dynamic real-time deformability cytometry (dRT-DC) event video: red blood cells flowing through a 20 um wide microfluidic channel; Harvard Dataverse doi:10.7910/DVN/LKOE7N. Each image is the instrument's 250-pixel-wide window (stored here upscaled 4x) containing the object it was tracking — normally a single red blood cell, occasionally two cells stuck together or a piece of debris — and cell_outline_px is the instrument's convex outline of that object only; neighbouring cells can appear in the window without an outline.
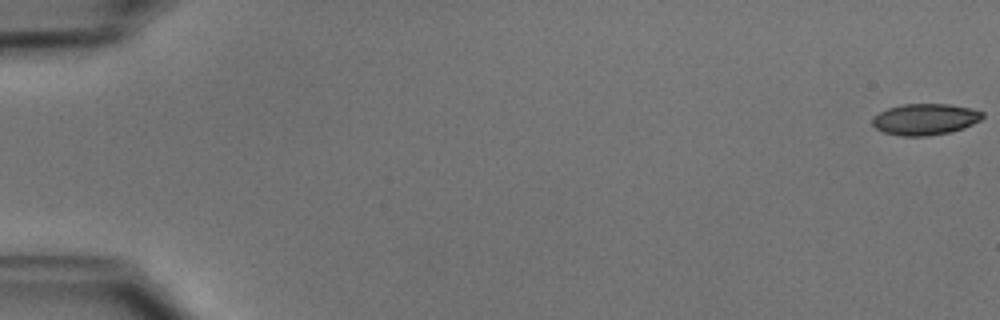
{"species": "common noctule bat (a hibernating species)", "species_latin": "Nyctalus noctula", "temperature_condition": "cold", "stored_images_in_passage": 19, "camera_frame_rate_fps": 3000, "um_per_image_px": 0.085, "animal": {"sex": "male", "body_mass_g": 15.6}, "frame": {"image": 1, "passage_image": 1, "time_ms": 0.0, "image_size_px": [1000, 320], "cell_outline_px": [[984, 116], [980, 120], [964, 128], [948, 132], [928, 136], [900, 136], [884, 132], [876, 128], [872, 124], [872, 116], [888, 108], [900, 104], [948, 104], [972, 108], [984, 112]], "centroid_in_image_um": [78.63, 10.13], "position_along_channel_um": 6.4, "area_um2": 20.17}}
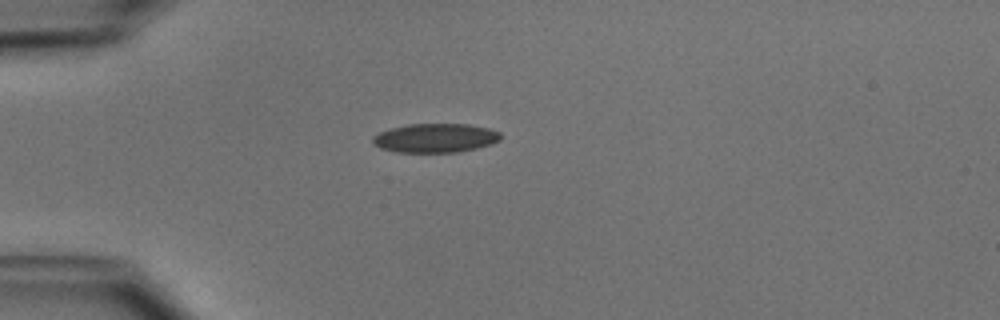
{"frame": {"image": 2, "passage_image": 15, "time_ms": 4.667, "image_size_px": [1000, 320], "cell_outline_px": [[500, 140], [492, 144], [476, 148], [456, 152], [396, 152], [380, 148], [372, 144], [372, 136], [380, 132], [392, 128], [408, 124], [468, 124], [488, 128], [500, 132]], "centroid_in_image_um": [36.98, 11.73], "position_along_channel_um": 48.0, "area_um2": 21.62}}